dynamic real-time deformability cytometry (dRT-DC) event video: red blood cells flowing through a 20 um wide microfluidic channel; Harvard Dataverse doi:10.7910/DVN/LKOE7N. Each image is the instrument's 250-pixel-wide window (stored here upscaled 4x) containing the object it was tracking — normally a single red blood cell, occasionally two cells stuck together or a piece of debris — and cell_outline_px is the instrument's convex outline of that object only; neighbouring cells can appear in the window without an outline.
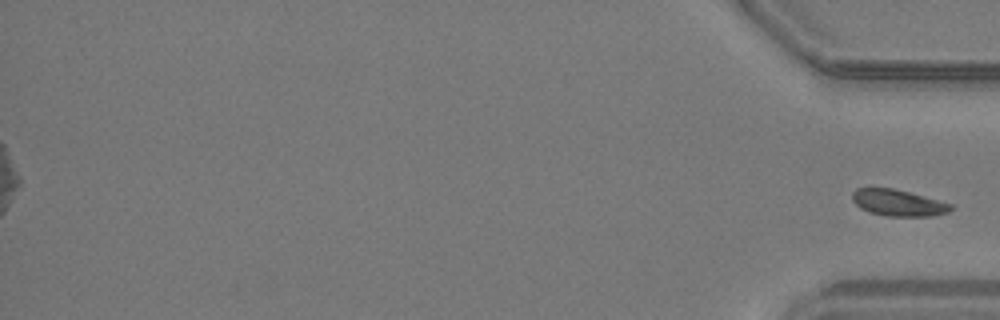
{"species": "common noctule bat (a hibernating species)", "species_latin": "Nyctalus noctula", "temperature_condition": "warm", "stored_images_in_passage": 46, "segment_of_instrument_passage": [2, 2], "camera_frame_rate_fps": 3000, "um_per_image_px": 0.085, "animal": {"sex": "male", "body_mass_g": 19.2, "forearm_length_mm": 51.8}, "frame": {"image": 1, "passage_image": 46, "time_ms": 15.0, "image_size_px": [1000, 320], "cell_outline_px": [[952, 208], [948, 212], [932, 216], [888, 216], [868, 212], [860, 208], [852, 200], [852, 192], [856, 188], [892, 188], [908, 192], [952, 204]], "centroid_in_image_um": [76.3, 17.24], "position_along_channel_um": 358.9, "area_um2": 15.03}}